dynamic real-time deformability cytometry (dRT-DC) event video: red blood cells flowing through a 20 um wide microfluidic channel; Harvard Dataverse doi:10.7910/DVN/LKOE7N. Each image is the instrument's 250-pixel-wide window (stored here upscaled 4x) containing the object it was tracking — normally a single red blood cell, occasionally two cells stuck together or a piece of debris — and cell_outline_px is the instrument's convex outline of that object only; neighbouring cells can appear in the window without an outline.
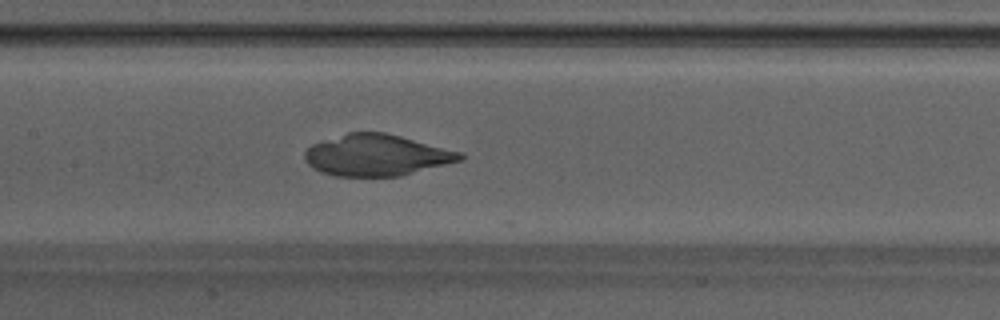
{"species": "Egyptian fruit bat (a non-hibernating species)", "species_latin": "Rousettus aegyptiacus", "temperature_condition": "warm", "stored_images_in_passage": 34, "camera_frame_rate_fps": 3000, "um_per_image_px": 0.085, "animal": {"sex": "male"}, "frame": {"image": 1, "passage_image": 9, "time_ms": 2.667, "image_size_px": [1000, 320], "cell_outline_px": [[464, 160], [400, 176], [336, 176], [320, 172], [312, 168], [304, 160], [304, 152], [312, 144], [348, 132], [384, 132], [464, 152]], "centroid_in_image_um": [32.03, 13.19], "position_along_channel_um": 175.4, "area_um2": 37.63}}
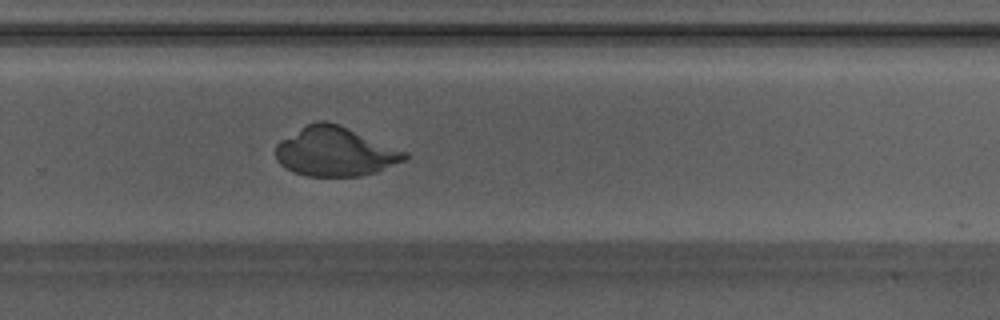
{"frame": {"image": 2, "passage_image": 18, "time_ms": 5.667, "image_size_px": [1000, 320], "cell_outline_px": [[408, 160], [376, 172], [360, 176], [308, 176], [292, 172], [284, 168], [276, 160], [276, 144], [280, 140], [300, 128], [316, 120], [324, 120], [340, 124], [408, 152]], "centroid_in_image_um": [28.5, 12.89], "position_along_channel_um": 301.3, "area_um2": 37.4}}
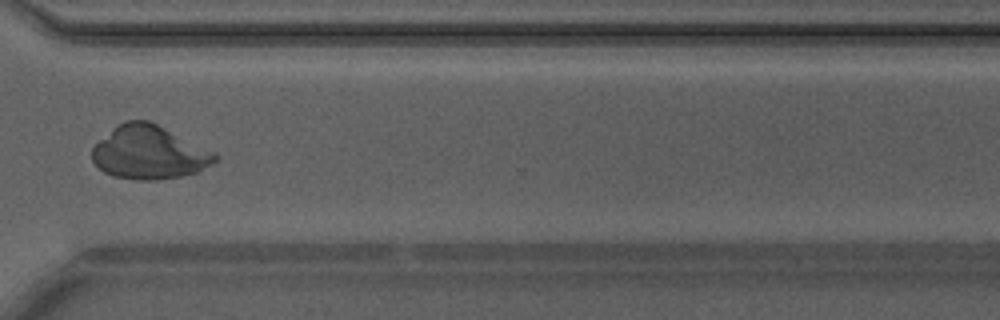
{"frame": {"image": 3, "passage_image": 22, "time_ms": 7.0, "image_size_px": [1000, 320], "cell_outline_px": [[220, 156], [216, 160], [196, 172], [180, 176], [156, 180], [136, 180], [112, 176], [104, 172], [92, 160], [92, 148], [100, 140], [124, 120], [148, 120]], "centroid_in_image_um": [12.63, 12.98], "position_along_channel_um": 358.0, "area_um2": 37.4}}